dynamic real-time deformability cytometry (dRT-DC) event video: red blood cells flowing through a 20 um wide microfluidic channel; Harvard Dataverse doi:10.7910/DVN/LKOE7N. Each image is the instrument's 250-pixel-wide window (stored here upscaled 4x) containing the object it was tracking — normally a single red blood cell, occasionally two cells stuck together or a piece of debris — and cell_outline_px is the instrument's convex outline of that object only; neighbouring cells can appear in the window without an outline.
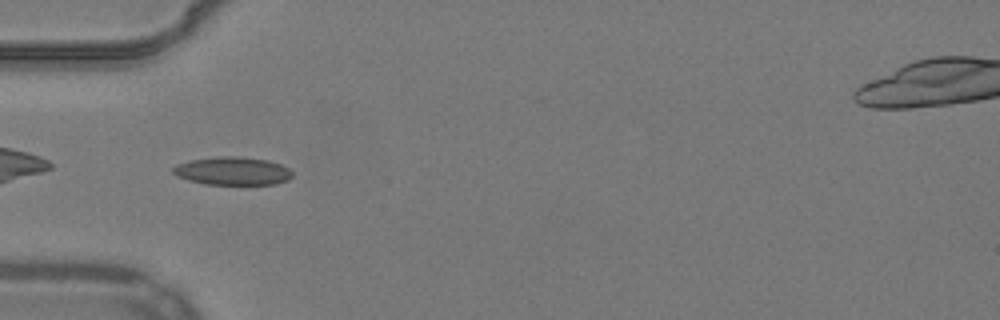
{"species": "common noctule bat (a hibernating species)", "species_latin": "Nyctalus noctula", "temperature_condition": "warm", "stored_images_in_passage": 37, "camera_frame_rate_fps": 3000, "um_per_image_px": 0.085, "animal": {"sex": "male", "body_mass_g": 19.2, "forearm_length_mm": 51.8}, "frame": {"image": 1, "passage_image": 1, "time_ms": 0.0, "image_size_px": [1000, 320], "cell_outline_px": [[292, 176], [288, 180], [276, 184], [204, 184], [188, 180], [176, 176], [172, 172], [172, 168], [176, 164], [192, 160], [216, 156], [240, 156], [268, 160], [280, 164], [288, 168], [292, 172]], "centroid_in_image_um": [19.76, 14.53], "position_along_channel_um": 65.2, "area_um2": 19.65}}
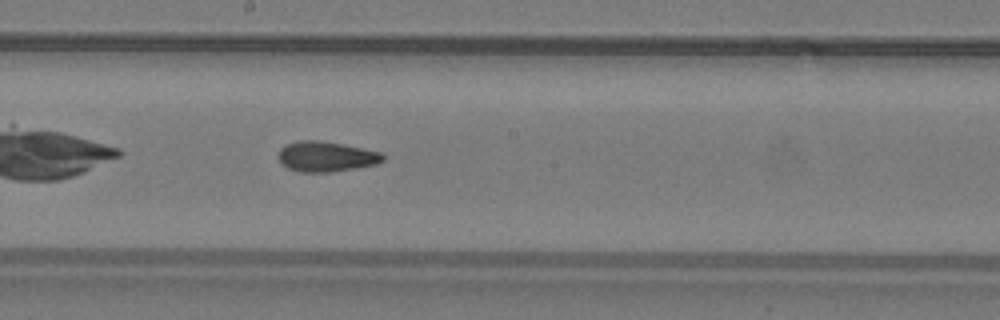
{"frame": {"image": 2, "passage_image": 13, "time_ms": 4.0, "image_size_px": [1000, 320], "cell_outline_px": [[384, 160], [376, 164], [356, 168], [332, 172], [300, 172], [288, 168], [280, 164], [276, 156], [280, 148], [296, 140], [316, 140], [344, 144], [384, 152]], "centroid_in_image_um": [27.71, 13.3], "position_along_channel_um": 220.5, "area_um2": 18.79}}
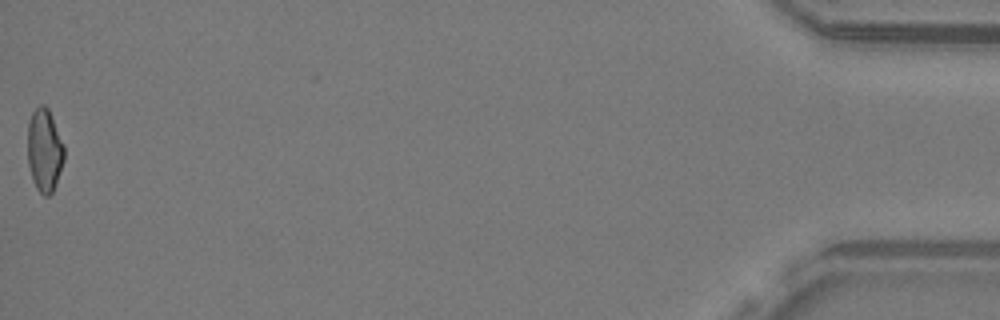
{"frame": {"image": 3, "passage_image": 37, "time_ms": 12.0, "image_size_px": [1000, 320], "cell_outline_px": [[64, 160], [52, 192], [48, 196], [44, 196], [36, 188], [32, 180], [28, 164], [28, 124], [32, 112], [40, 104], [44, 104], [48, 108], [64, 144]], "centroid_in_image_um": [3.77, 12.76], "position_along_channel_um": 431.4, "area_um2": 17.63}, "authors_computed_cell_mechanics": {"area_um2": 18.1492, "velocity_mm_per_s": 3.8873, "shape_relaxation_time_tau1_ms": null, "shape_relaxation_time_tau2_ms": 1.7375, "deformation_change_tau1": null, "deformation_change_tau2": 0.0788}}